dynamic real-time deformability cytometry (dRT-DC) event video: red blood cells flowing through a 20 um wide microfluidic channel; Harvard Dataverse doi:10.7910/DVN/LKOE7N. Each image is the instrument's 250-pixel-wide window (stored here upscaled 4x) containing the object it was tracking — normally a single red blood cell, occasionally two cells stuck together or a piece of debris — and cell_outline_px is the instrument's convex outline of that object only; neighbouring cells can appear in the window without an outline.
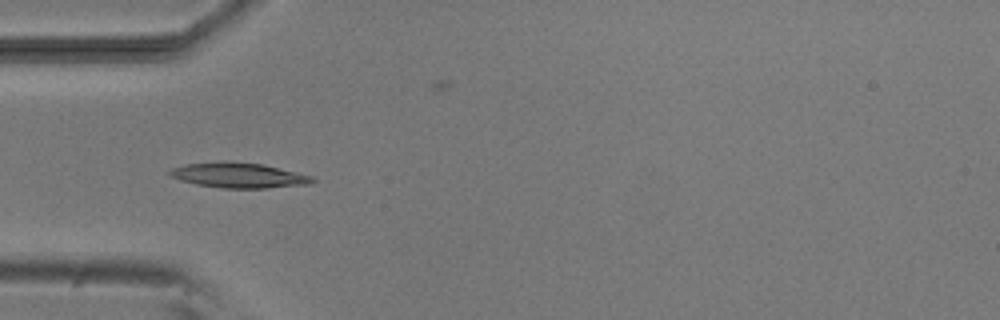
{"species": "common noctule bat (a hibernating species)", "species_latin": "Nyctalus noctula", "temperature_condition": "room temperature", "stored_images_in_passage": 7, "camera_frame_rate_fps": 3000, "um_per_image_px": 0.085, "animal": {"sex": "male", "body_mass_g": 20.5, "forearm_length_mm": 52.5}, "frame": {"image": 1, "passage_image": 4, "time_ms": 3.667, "image_size_px": [1000, 320], "cell_outline_px": [[316, 180], [312, 184], [268, 188], [220, 188], [196, 184], [180, 180], [172, 176], [168, 172], [172, 168], [184, 164], [228, 160], [264, 164], [312, 176]], "centroid_in_image_um": [20.31, 14.89], "position_along_channel_um": 64.7, "area_um2": 21.15}}
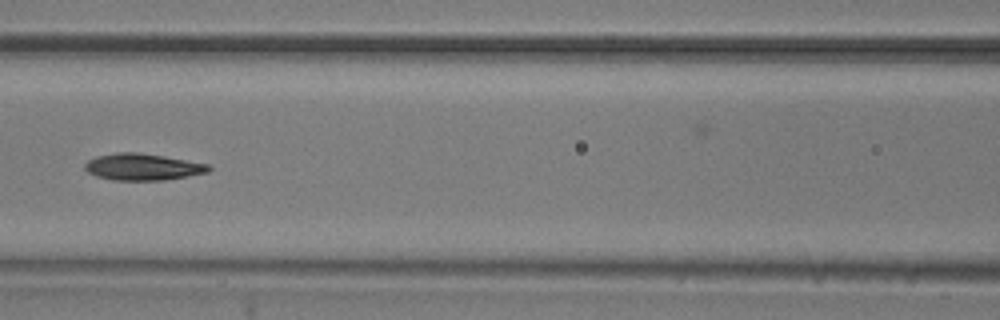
{"frame": {"image": 2, "passage_image": 6, "time_ms": 6.0, "image_size_px": [1000, 320], "cell_outline_px": [[212, 168], [208, 172], [164, 180], [112, 180], [96, 176], [88, 172], [84, 168], [84, 164], [88, 160], [96, 156], [116, 152], [136, 152], [164, 156], [208, 164]], "centroid_in_image_um": [12.09, 14.18], "position_along_channel_um": 154.5, "area_um2": 19.19}}
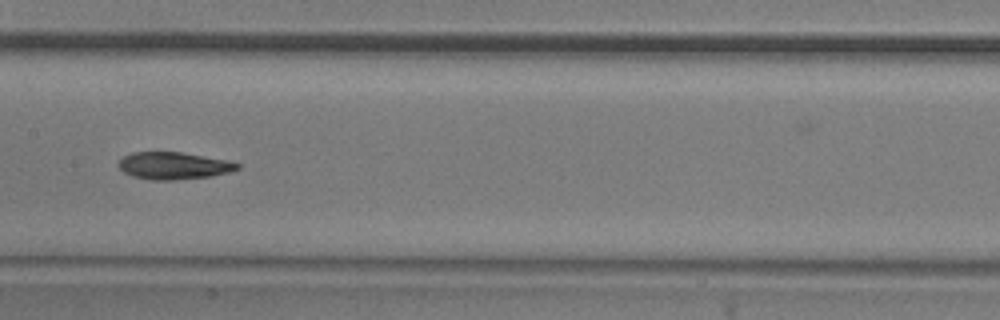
{"frame": {"image": 3, "passage_image": 7, "time_ms": 7.0, "image_size_px": [1000, 320], "cell_outline_px": [[240, 168], [232, 172], [212, 176], [176, 180], [152, 180], [132, 176], [124, 172], [116, 164], [124, 156], [132, 152], [180, 152], [228, 160], [240, 164]], "centroid_in_image_um": [14.78, 14.09], "position_along_channel_um": 192.6, "area_um2": 18.96}}